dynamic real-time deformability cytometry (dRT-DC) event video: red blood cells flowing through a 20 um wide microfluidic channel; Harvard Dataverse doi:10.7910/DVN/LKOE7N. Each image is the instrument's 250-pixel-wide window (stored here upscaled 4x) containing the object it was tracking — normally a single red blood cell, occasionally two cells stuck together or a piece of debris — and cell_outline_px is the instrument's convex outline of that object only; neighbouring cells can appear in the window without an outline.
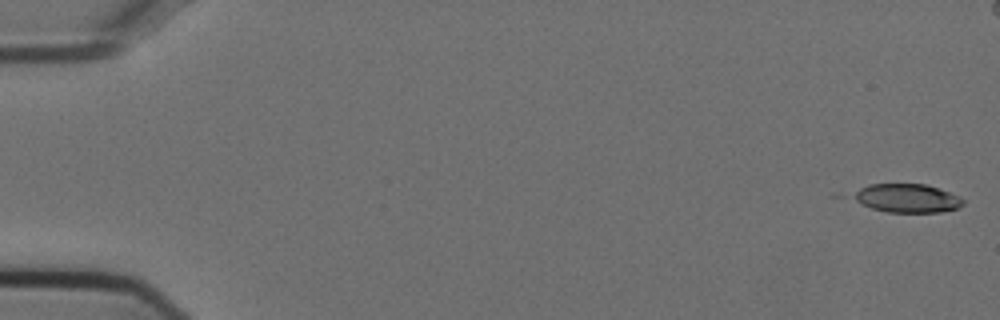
{"species": "Egyptian fruit bat (a non-hibernating species)", "species_latin": "Rousettus aegyptiacus", "temperature_condition": "cold", "stored_images_in_passage": 7, "camera_frame_rate_fps": 3000, "um_per_image_px": 0.085, "animal": {"sex": "female"}, "frame": {"image": 1, "passage_image": 1, "time_ms": 0.0, "image_size_px": [1000, 320], "cell_outline_px": [[964, 204], [956, 208], [940, 212], [888, 212], [872, 208], [848, 196], [860, 188], [868, 184], [924, 184], [960, 196], [964, 200]], "centroid_in_image_um": [77.08, 16.84], "position_along_channel_um": 7.9, "area_um2": 18.15}}